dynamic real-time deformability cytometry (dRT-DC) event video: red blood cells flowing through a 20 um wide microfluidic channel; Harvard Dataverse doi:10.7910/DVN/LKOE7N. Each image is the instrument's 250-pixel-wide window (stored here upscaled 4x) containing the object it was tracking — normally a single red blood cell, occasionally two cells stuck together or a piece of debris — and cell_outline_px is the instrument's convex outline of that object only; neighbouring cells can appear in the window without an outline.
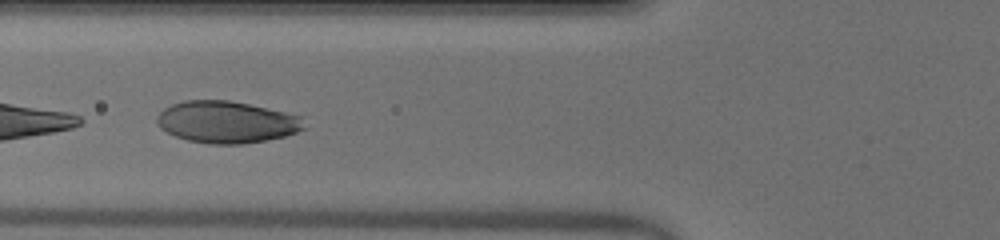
{"species": "human", "species_latin": "Homo sapiens", "temperature_condition": "warm", "stored_images_in_passage": 45, "segment_of_instrument_passage": [2, 2], "camera_frame_rate_fps": 3000, "um_per_image_px": 0.085, "donor": {"sex": "male"}, "frame": {"image": 1, "passage_image": 15, "time_ms": 4.667, "image_size_px": [1000, 240], "cell_outline_px": [[308, 128], [284, 136], [244, 144], [208, 144], [188, 140], [176, 136], [160, 128], [156, 124], [156, 116], [164, 108], [172, 104], [184, 100], [228, 100], [248, 104], [284, 112], [300, 116]], "centroid_in_image_um": [19.24, 10.37], "position_along_channel_um": 106.6, "area_um2": 35.89}}
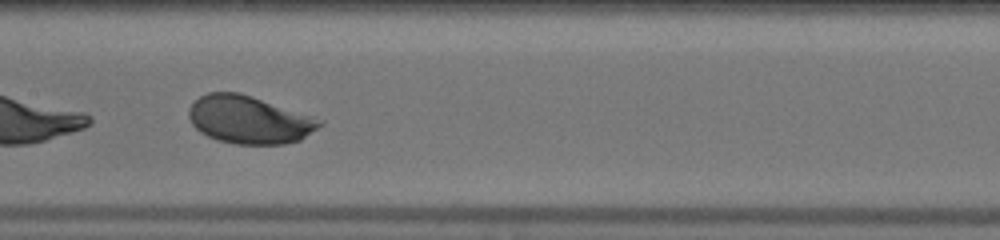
{"frame": {"image": 2, "passage_image": 21, "time_ms": 6.667, "image_size_px": [1000, 240], "cell_outline_px": [[324, 124], [300, 140], [284, 144], [236, 144], [216, 140], [200, 132], [192, 124], [188, 116], [188, 108], [200, 96], [208, 92], [240, 92], [324, 120]], "centroid_in_image_um": [21.17, 10.18], "position_along_channel_um": 186.2, "area_um2": 36.47}}
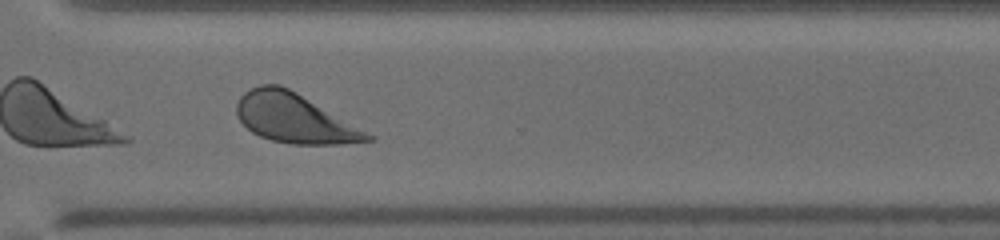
{"frame": {"image": 3, "passage_image": 33, "time_ms": 10.667, "image_size_px": [1000, 240], "cell_outline_px": [[376, 140], [340, 144], [288, 144], [272, 140], [260, 136], [252, 132], [236, 116], [236, 104], [240, 96], [244, 92], [260, 84], [280, 84], [296, 92], [376, 136]], "centroid_in_image_um": [25.03, 10.06], "position_along_channel_um": 345.6, "area_um2": 37.51}}